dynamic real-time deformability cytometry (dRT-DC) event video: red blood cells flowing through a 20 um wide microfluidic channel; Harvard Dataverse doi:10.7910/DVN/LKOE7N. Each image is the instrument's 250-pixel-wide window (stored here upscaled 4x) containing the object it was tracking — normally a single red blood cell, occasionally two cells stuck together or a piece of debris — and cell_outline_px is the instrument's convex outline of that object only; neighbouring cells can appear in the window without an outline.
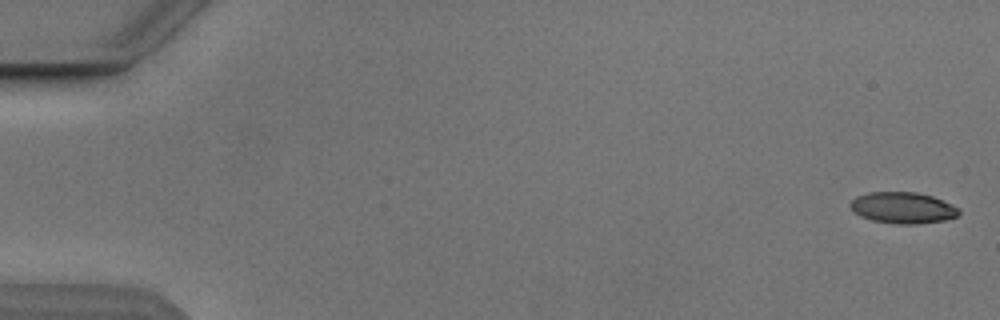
{"species": "Egyptian fruit bat (a non-hibernating species)", "species_latin": "Rousettus aegyptiacus", "temperature_condition": "cold", "stored_images_in_passage": 5, "camera_frame_rate_fps": 3000, "um_per_image_px": 0.085, "animal": {"sex": "male"}, "frame": {"image": 1, "passage_image": 1, "time_ms": 0.0, "image_size_px": [1000, 320], "cell_outline_px": [[960, 212], [956, 216], [944, 220], [916, 224], [896, 224], [872, 220], [860, 216], [848, 204], [856, 196], [868, 192], [916, 192], [932, 196], [960, 208]], "centroid_in_image_um": [76.73, 17.66], "position_along_channel_um": 8.3, "area_um2": 19.71}}
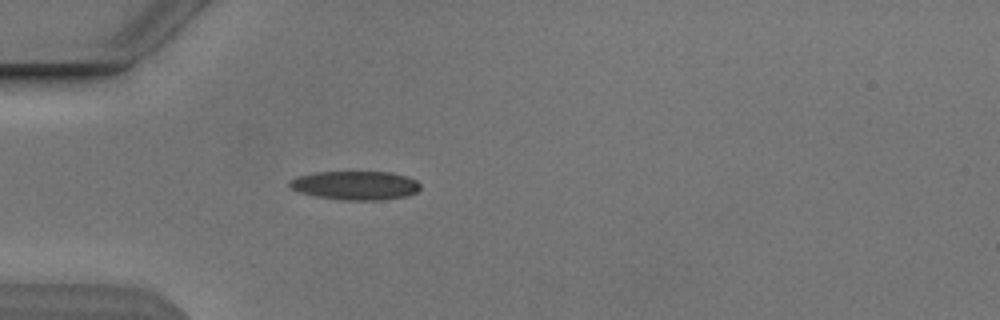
{"frame": {"image": 2, "passage_image": 5, "time_ms": 5.0, "image_size_px": [1000, 320], "cell_outline_px": [[420, 188], [416, 192], [408, 196], [384, 200], [340, 200], [316, 196], [300, 192], [292, 188], [288, 184], [288, 180], [296, 176], [316, 172], [392, 172], [416, 180], [420, 184]], "centroid_in_image_um": [30.2, 15.76], "position_along_channel_um": 54.8, "area_um2": 22.08}}